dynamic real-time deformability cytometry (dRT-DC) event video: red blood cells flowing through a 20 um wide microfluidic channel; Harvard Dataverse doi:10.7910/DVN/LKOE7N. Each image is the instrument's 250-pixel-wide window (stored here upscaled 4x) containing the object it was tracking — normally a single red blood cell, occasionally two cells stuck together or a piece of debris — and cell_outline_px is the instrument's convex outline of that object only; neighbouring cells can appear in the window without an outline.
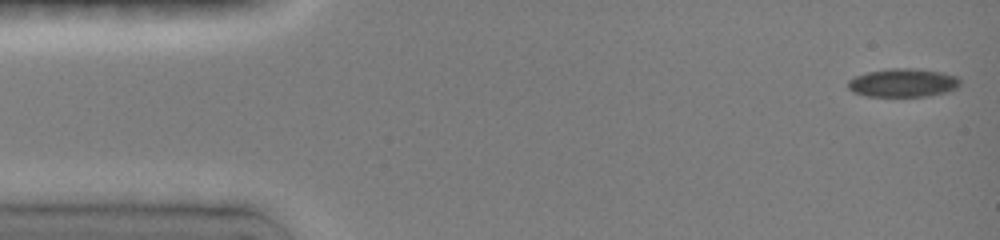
{"species": "common noctule bat (a hibernating species)", "species_latin": "Nyctalus noctula", "temperature_condition": "room temperature", "stored_images_in_passage": 9, "camera_frame_rate_fps": 3000, "um_per_image_px": 0.085, "animal": {"sex": "female", "body_mass_g": 19.0, "forearm_length_mm": 51.5}, "frame": {"image": 1, "passage_image": 1, "time_ms": 0.0, "image_size_px": [1000, 240], "cell_outline_px": [[960, 84], [956, 88], [948, 92], [924, 96], [868, 96], [852, 92], [848, 88], [848, 80], [856, 76], [868, 72], [888, 68], [912, 68], [940, 72], [956, 76], [960, 80]], "centroid_in_image_um": [76.74, 7.04], "position_along_channel_um": 8.3, "area_um2": 18.5}}
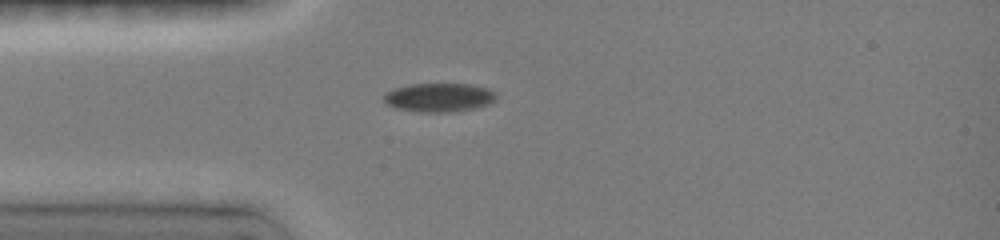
{"frame": {"image": 2, "passage_image": 8, "time_ms": 3.667, "image_size_px": [1000, 240], "cell_outline_px": [[496, 100], [488, 104], [476, 108], [452, 112], [420, 112], [396, 108], [384, 104], [384, 92], [396, 88], [412, 84], [468, 84], [488, 88], [496, 92]], "centroid_in_image_um": [37.32, 8.29], "position_along_channel_um": 47.7, "area_um2": 18.96}}